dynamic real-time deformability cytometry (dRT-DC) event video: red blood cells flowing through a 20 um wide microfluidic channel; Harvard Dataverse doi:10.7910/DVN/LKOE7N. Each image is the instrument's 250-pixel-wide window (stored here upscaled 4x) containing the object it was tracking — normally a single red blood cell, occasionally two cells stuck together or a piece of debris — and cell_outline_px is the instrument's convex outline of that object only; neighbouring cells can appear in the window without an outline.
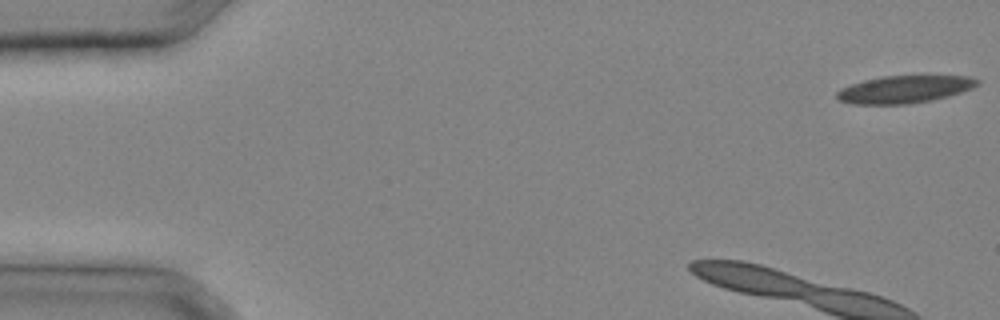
{"species": "common noctule bat (a hibernating species)", "species_latin": "Nyctalus noctula", "temperature_condition": "cold", "stored_images_in_passage": 5, "camera_frame_rate_fps": 3000, "um_per_image_px": 0.085, "animal": {"sex": "male", "body_mass_g": 20.4}, "frame": {"image": 1, "passage_image": 1, "time_ms": 0.0, "image_size_px": [1000, 320], "cell_outline_px": [[980, 84], [972, 88], [948, 96], [932, 100], [908, 104], [852, 104], [840, 100], [836, 96], [836, 92], [840, 88], [864, 80], [884, 76], [968, 76], [980, 80]], "centroid_in_image_um": [76.88, 7.59], "position_along_channel_um": 8.1, "area_um2": 22.37}}